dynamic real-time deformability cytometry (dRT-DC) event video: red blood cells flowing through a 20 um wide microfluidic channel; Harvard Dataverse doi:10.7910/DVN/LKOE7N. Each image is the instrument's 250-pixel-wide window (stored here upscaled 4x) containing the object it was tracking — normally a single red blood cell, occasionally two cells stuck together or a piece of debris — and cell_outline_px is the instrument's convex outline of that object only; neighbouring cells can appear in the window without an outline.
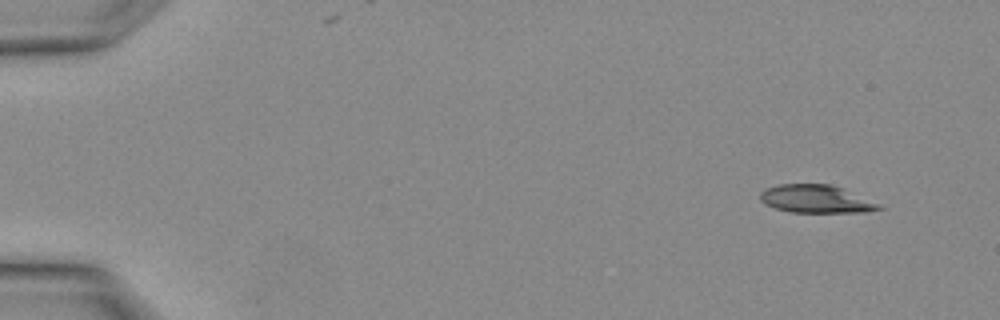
{"species": "Egyptian fruit bat (a non-hibernating species)", "species_latin": "Rousettus aegyptiacus", "temperature_condition": "warm", "stored_images_in_passage": 2, "camera_frame_rate_fps": 3000, "um_per_image_px": 0.085, "animal": {"sex": "female"}, "frame": {"image": 1, "passage_image": 2, "time_ms": 0.333, "image_size_px": [1000, 320], "cell_outline_px": [[884, 208], [864, 212], [792, 212], [776, 208], [764, 204], [760, 200], [760, 192], [764, 188], [780, 184], [832, 184], [880, 204]], "centroid_in_image_um": [69.33, 16.91], "position_along_channel_um": 15.7, "area_um2": 19.25}}